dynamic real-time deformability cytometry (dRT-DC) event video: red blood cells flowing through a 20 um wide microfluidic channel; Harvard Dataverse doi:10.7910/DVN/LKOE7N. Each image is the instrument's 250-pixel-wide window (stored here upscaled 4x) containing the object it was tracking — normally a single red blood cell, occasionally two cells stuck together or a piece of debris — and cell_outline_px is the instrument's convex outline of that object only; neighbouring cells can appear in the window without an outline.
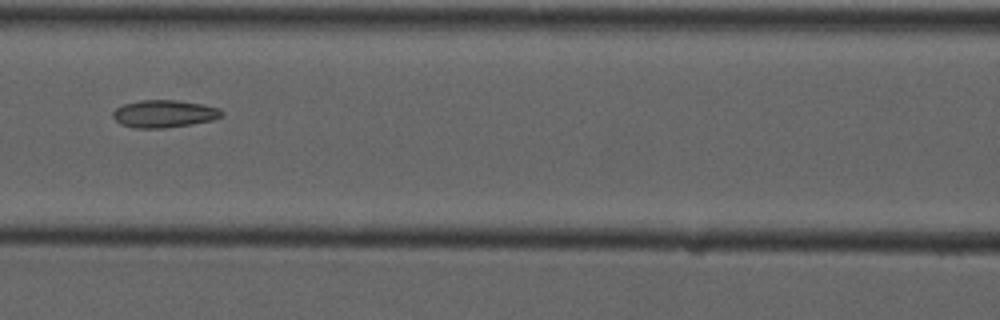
{"species": "common noctule bat (a hibernating species)", "species_latin": "Nyctalus noctula", "temperature_condition": "cold", "stored_images_in_passage": 13, "camera_frame_rate_fps": 3000, "um_per_image_px": 0.085, "animal": {"sex": "male", "forearm_length_mm": 52.5}, "frame": {"image": 1, "passage_image": 6, "time_ms": 7.0, "image_size_px": [1000, 320], "cell_outline_px": [[224, 116], [212, 120], [192, 124], [164, 128], [132, 128], [120, 124], [112, 116], [112, 112], [116, 108], [124, 104], [140, 100], [176, 100], [200, 104], [220, 108], [224, 112]], "centroid_in_image_um": [13.95, 9.67], "position_along_channel_um": 152.7, "area_um2": 17.51}}
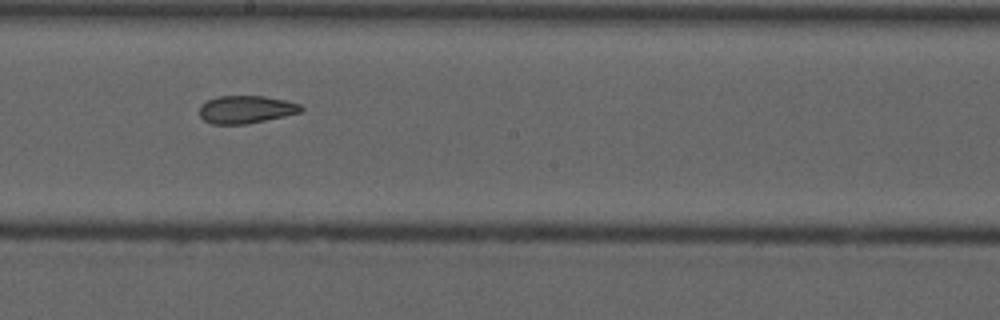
{"frame": {"image": 2, "passage_image": 8, "time_ms": 9.0, "image_size_px": [1000, 320], "cell_outline_px": [[304, 108], [300, 112], [284, 116], [244, 124], [212, 124], [204, 120], [200, 116], [200, 104], [208, 100], [220, 96], [264, 96], [284, 100], [300, 104]], "centroid_in_image_um": [20.89, 9.3], "position_along_channel_um": 227.3, "area_um2": 16.24}}
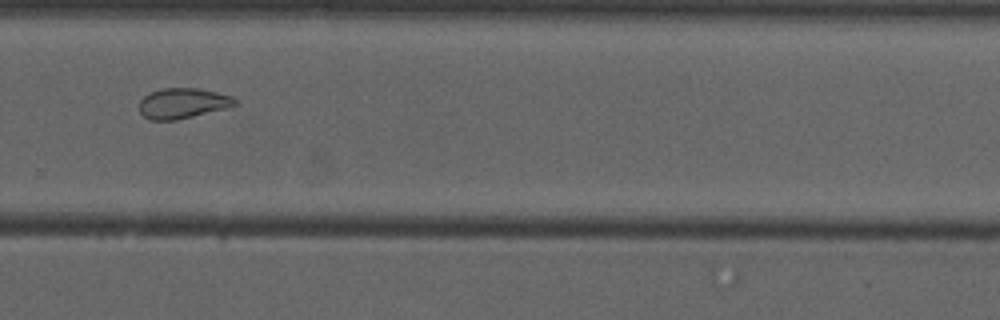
{"frame": {"image": 3, "passage_image": 10, "time_ms": 11.333, "image_size_px": [1000, 320], "cell_outline_px": [[240, 104], [228, 108], [176, 120], [148, 120], [140, 112], [140, 100], [144, 96], [152, 92], [164, 88], [196, 88], [216, 92], [232, 96]], "centroid_in_image_um": [15.56, 8.79], "position_along_channel_um": 314.2, "area_um2": 16.94}}